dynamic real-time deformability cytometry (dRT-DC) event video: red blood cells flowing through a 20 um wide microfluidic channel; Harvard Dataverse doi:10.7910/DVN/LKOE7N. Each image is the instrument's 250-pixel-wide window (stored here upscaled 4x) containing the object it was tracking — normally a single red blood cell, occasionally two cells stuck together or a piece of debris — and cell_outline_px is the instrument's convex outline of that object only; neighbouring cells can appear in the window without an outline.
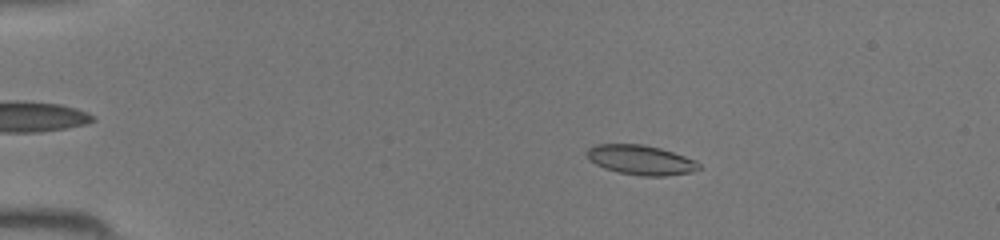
{"species": "common noctule bat (a hibernating species)", "species_latin": "Nyctalus noctula", "temperature_condition": "room temperature", "stored_images_in_passage": 46, "camera_frame_rate_fps": 3000, "um_per_image_px": 0.085, "animal": {"sex": "female", "body_mass_g": 19.5, "forearm_length_mm": 54.1}, "frame": {"image": 1, "passage_image": 9, "time_ms": 2.667, "image_size_px": [1000, 240], "cell_outline_px": [[700, 168], [692, 172], [664, 176], [644, 176], [620, 172], [604, 168], [596, 164], [584, 152], [588, 148], [596, 144], [644, 144], [660, 148], [696, 160], [700, 164]], "centroid_in_image_um": [54.47, 13.59], "position_along_channel_um": 30.5, "area_um2": 19.25}}
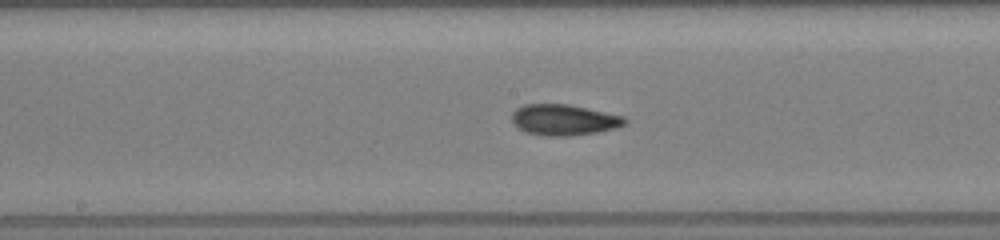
{"frame": {"image": 2, "passage_image": 25, "time_ms": 8.0, "image_size_px": [1000, 240], "cell_outline_px": [[628, 124], [616, 128], [596, 132], [572, 136], [544, 136], [524, 132], [512, 124], [512, 112], [516, 108], [524, 104], [568, 104], [624, 116], [628, 120]], "centroid_in_image_um": [47.92, 10.19], "position_along_channel_um": 200.3, "area_um2": 20.63}}
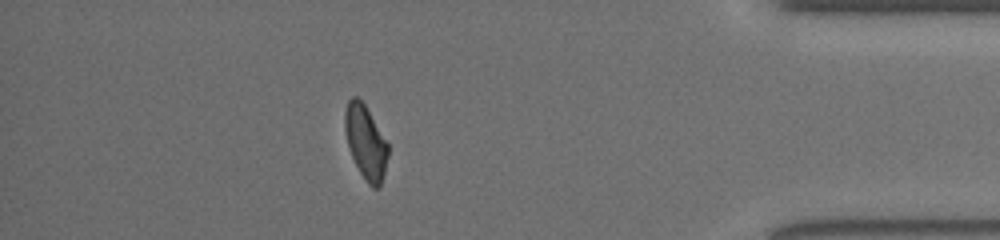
{"frame": {"image": 3, "passage_image": 41, "time_ms": 13.333, "image_size_px": [1000, 240], "cell_outline_px": [[388, 156], [380, 188], [372, 188], [368, 184], [360, 172], [352, 156], [348, 144], [344, 128], [344, 112], [348, 100], [352, 96], [356, 96], [364, 104], [388, 144]], "centroid_in_image_um": [31.07, 12.09], "position_along_channel_um": 404.1, "area_um2": 18.26}}